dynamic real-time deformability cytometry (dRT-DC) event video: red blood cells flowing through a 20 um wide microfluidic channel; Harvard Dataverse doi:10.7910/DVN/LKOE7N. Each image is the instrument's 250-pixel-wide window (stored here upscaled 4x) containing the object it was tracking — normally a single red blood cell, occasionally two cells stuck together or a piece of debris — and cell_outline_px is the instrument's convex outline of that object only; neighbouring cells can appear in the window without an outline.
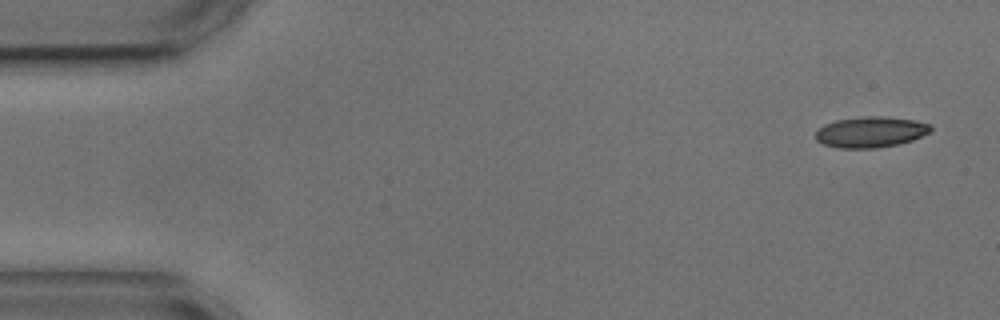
{"species": "common noctule bat (a hibernating species)", "species_latin": "Nyctalus noctula", "temperature_condition": "cold", "stored_images_in_passage": 5, "camera_frame_rate_fps": 3000, "um_per_image_px": 0.085, "animal": {"sex": "male", "body_mass_g": 17.9, "forearm_length_mm": 54.2}, "frame": {"image": 1, "passage_image": 1, "time_ms": 0.0, "image_size_px": [1000, 320], "cell_outline_px": [[932, 132], [912, 140], [900, 144], [872, 148], [840, 148], [824, 144], [816, 140], [816, 132], [824, 124], [836, 120], [864, 116], [884, 116], [912, 120], [932, 124]], "centroid_in_image_um": [74.04, 11.22], "position_along_channel_um": 11.0, "area_um2": 20.69}}
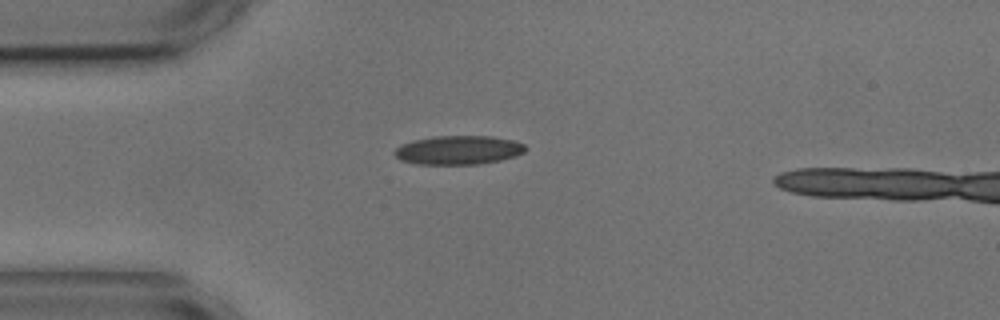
{"frame": {"image": 2, "passage_image": 4, "time_ms": 3.667, "image_size_px": [1000, 320], "cell_outline_px": [[528, 148], [524, 152], [516, 156], [500, 160], [476, 164], [416, 164], [400, 160], [392, 152], [400, 144], [412, 140], [436, 136], [492, 136], [512, 140], [524, 144]], "centroid_in_image_um": [38.95, 12.75], "position_along_channel_um": 46.1, "area_um2": 22.14}}